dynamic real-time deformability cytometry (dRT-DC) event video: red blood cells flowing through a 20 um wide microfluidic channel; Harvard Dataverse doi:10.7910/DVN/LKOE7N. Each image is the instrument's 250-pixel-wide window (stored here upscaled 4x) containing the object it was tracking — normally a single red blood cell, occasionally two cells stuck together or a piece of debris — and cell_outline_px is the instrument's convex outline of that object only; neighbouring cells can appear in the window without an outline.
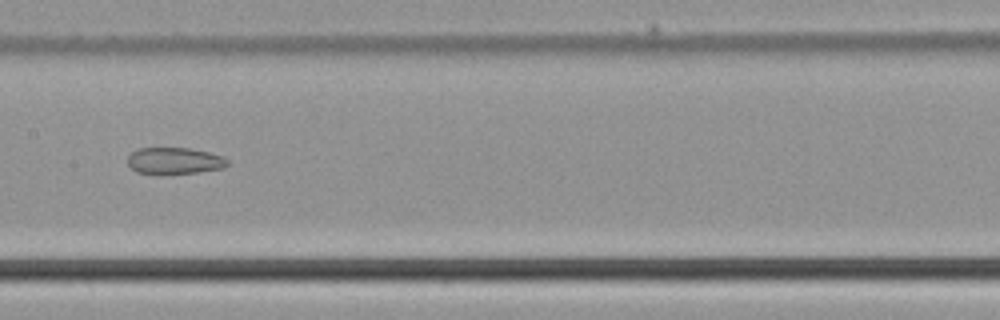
{"species": "common noctule bat (a hibernating species)", "species_latin": "Nyctalus noctula", "temperature_condition": "cold", "stored_images_in_passage": 51, "segment_of_instrument_passage": [2, 2], "camera_frame_rate_fps": 3000, "um_per_image_px": 0.085, "animal": {"sex": "male", "body_mass_g": 21.5, "forearm_length_mm": 52.0}, "frame": {"image": 1, "passage_image": 26, "time_ms": 8.333, "image_size_px": [1000, 320], "cell_outline_px": [[228, 164], [224, 168], [196, 172], [160, 176], [136, 172], [128, 164], [128, 156], [136, 148], [188, 148], [208, 152], [224, 156], [228, 160]], "centroid_in_image_um": [14.8, 13.69], "position_along_channel_um": 192.6, "area_um2": 15.9}}
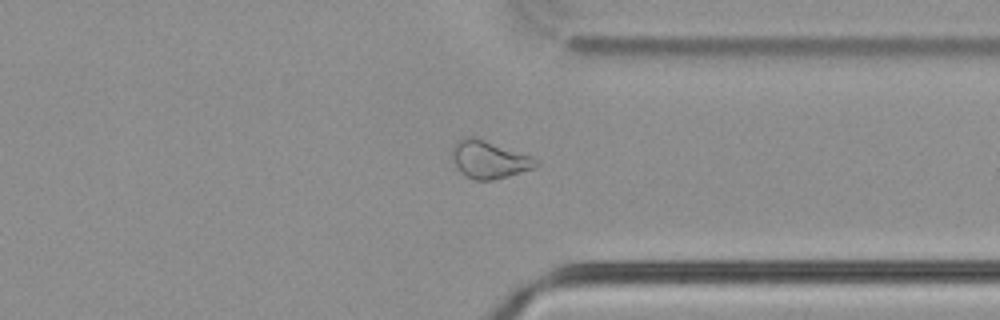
{"frame": {"image": 2, "passage_image": 39, "time_ms": 12.667, "image_size_px": [1000, 320], "cell_outline_px": [[540, 164], [536, 168], [508, 176], [492, 180], [476, 180], [460, 172], [452, 160], [452, 144], [456, 140], [464, 136], [472, 136], [532, 156], [540, 160]], "centroid_in_image_um": [41.58, 13.55], "position_along_channel_um": 369.8, "area_um2": 18.55}}
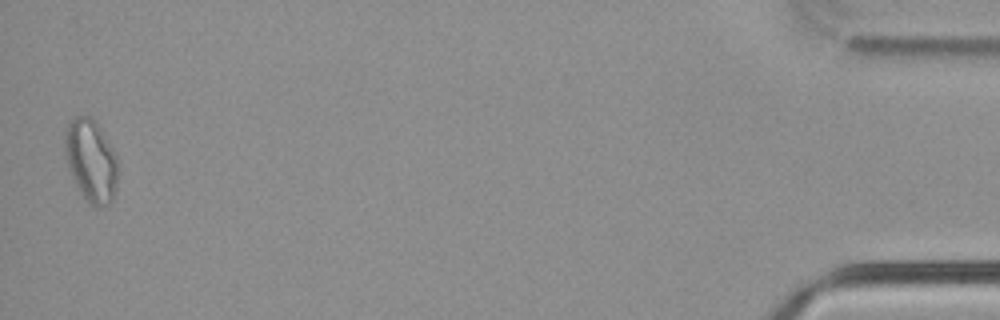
{"frame": {"image": 3, "passage_image": 50, "time_ms": 16.333, "image_size_px": [1000, 320], "cell_outline_px": [[116, 188], [112, 200], [104, 208], [96, 208], [80, 192], [68, 168], [64, 156], [64, 128], [68, 120], [76, 116], [88, 116], [100, 128], [112, 148], [116, 156]], "centroid_in_image_um": [7.68, 13.64], "position_along_channel_um": 427.5, "area_um2": 25.43}}